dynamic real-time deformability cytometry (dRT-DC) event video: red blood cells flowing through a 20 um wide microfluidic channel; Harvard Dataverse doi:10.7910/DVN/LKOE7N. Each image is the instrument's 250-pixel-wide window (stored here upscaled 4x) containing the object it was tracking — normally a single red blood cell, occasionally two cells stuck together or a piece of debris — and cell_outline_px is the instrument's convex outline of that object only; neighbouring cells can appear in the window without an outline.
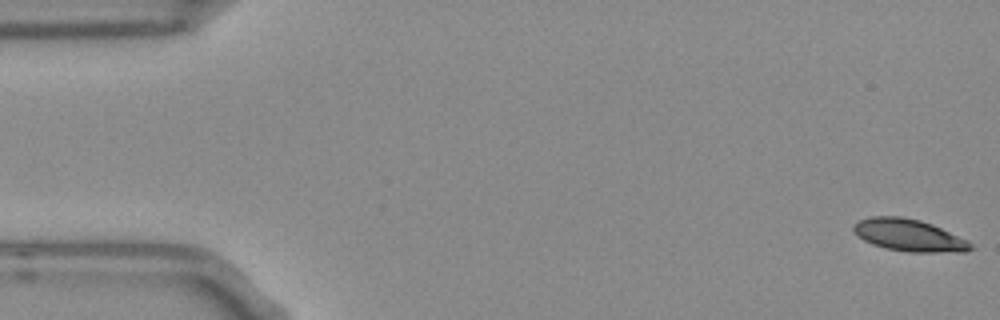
{"species": "Egyptian fruit bat (a non-hibernating species)", "species_latin": "Rousettus aegyptiacus", "temperature_condition": "room temperature", "stored_images_in_passage": 55, "camera_frame_rate_fps": 3000, "um_per_image_px": 0.085, "frame": {"image": 1, "passage_image": 1, "time_ms": 0.0, "image_size_px": [1000, 320], "cell_outline_px": [[976, 248], [964, 252], [908, 252], [884, 248], [872, 244], [856, 236], [852, 232], [852, 224], [860, 220], [872, 216], [900, 216], [920, 220], [932, 224], [968, 240]], "centroid_in_image_um": [77.25, 20.0], "position_along_channel_um": 7.8, "area_um2": 22.2}}
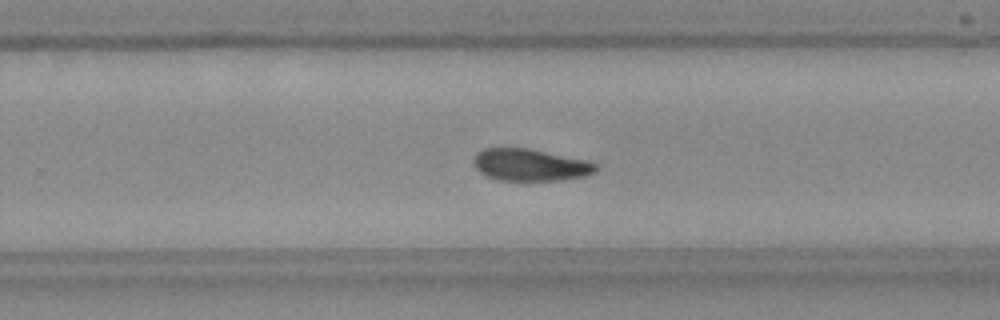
{"frame": {"image": 2, "passage_image": 34, "time_ms": 11.0, "image_size_px": [1000, 320], "cell_outline_px": [[596, 172], [584, 176], [560, 180], [500, 180], [488, 176], [480, 172], [476, 168], [472, 160], [476, 152], [484, 148], [528, 148], [584, 160], [596, 164]], "centroid_in_image_um": [45.02, 14.01], "position_along_channel_um": 284.8, "area_um2": 22.54}}
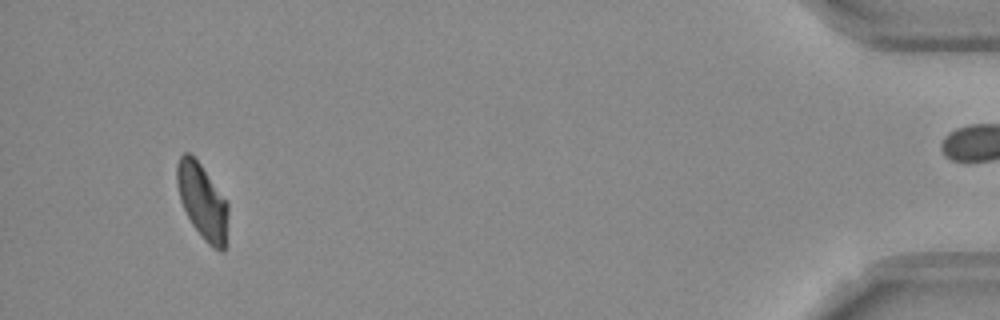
{"frame": {"image": 3, "passage_image": 51, "time_ms": 16.667, "image_size_px": [1000, 320], "cell_outline_px": [[228, 212], [224, 252], [220, 252], [212, 248], [204, 240], [192, 224], [180, 200], [176, 184], [176, 164], [180, 156], [184, 152], [188, 152], [200, 164], [228, 204]], "centroid_in_image_um": [17.18, 17.14], "position_along_channel_um": 418.0, "area_um2": 22.2}, "authors_computed_cell_mechanics": {"area_um2": 22.9466, "velocity_mm_per_s": 3.7324, "shape_relaxation_time_tau1_ms": 9.2679, "shape_relaxation_time_tau2_ms": 8.9317, "deformation_change_tau1": 0.1905, "deformation_change_tau2": 0.1502}}